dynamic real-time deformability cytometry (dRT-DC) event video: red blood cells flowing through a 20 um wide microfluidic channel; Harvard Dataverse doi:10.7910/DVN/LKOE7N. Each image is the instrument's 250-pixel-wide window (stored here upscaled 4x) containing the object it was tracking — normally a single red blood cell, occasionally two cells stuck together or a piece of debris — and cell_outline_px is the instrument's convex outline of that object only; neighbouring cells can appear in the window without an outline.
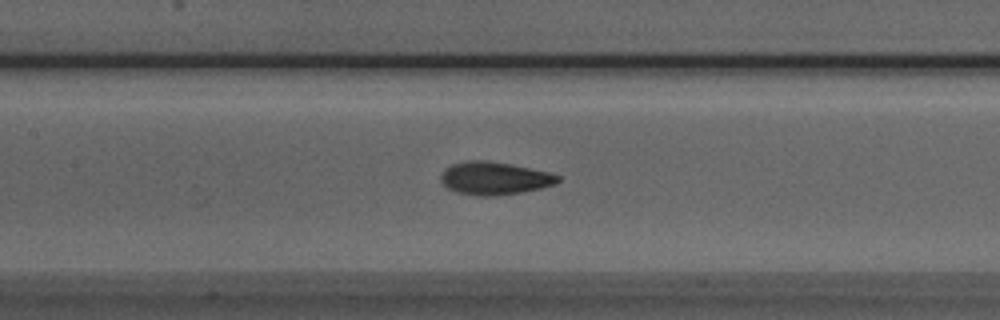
{"species": "Egyptian fruit bat (a non-hibernating species)", "species_latin": "Rousettus aegyptiacus", "temperature_condition": "room temperature", "stored_images_in_passage": 50, "camera_frame_rate_fps": 3000, "um_per_image_px": 0.085, "animal": {"sex": "male"}, "frame": {"image": 1, "passage_image": 22, "time_ms": 7.0, "image_size_px": [1000, 320], "cell_outline_px": [[560, 180], [556, 184], [540, 188], [520, 192], [496, 196], [476, 196], [456, 192], [448, 188], [440, 180], [440, 176], [444, 168], [452, 164], [468, 160], [488, 160], [552, 172], [560, 176]], "centroid_in_image_um": [42.02, 15.15], "position_along_channel_um": 165.4, "area_um2": 22.6}}
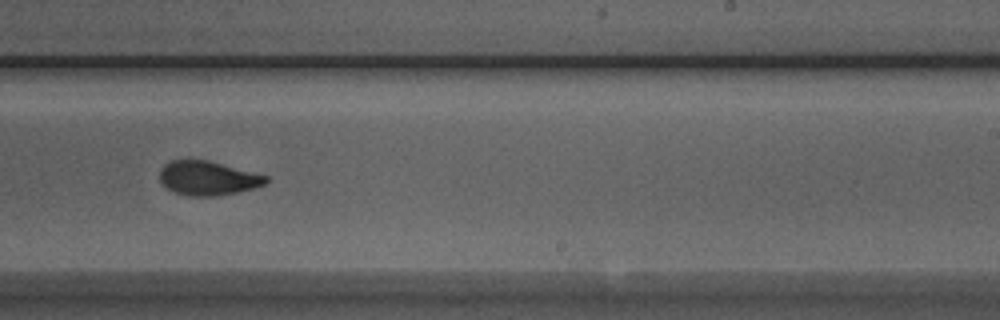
{"frame": {"image": 2, "passage_image": 30, "time_ms": 9.667, "image_size_px": [1000, 320], "cell_outline_px": [[268, 180], [264, 184], [252, 188], [236, 192], [216, 196], [188, 196], [172, 192], [160, 180], [160, 168], [164, 164], [172, 160], [208, 160], [268, 176]], "centroid_in_image_um": [17.63, 15.14], "position_along_channel_um": 271.4, "area_um2": 20.98}}
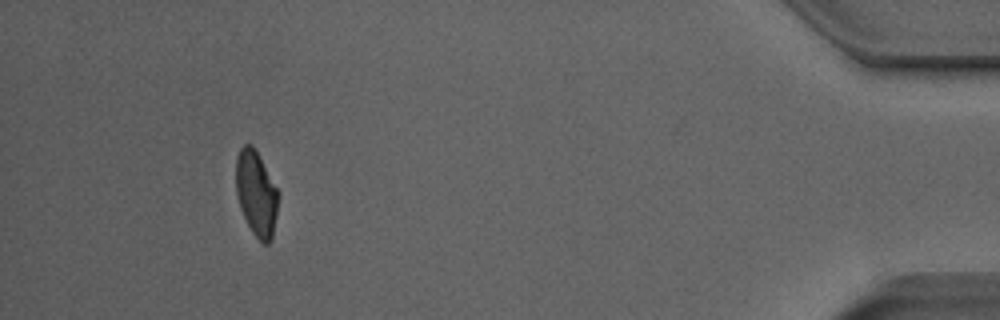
{"frame": {"image": 3, "passage_image": 46, "time_ms": 15.0, "image_size_px": [1000, 320], "cell_outline_px": [[280, 196], [272, 240], [268, 244], [264, 244], [252, 232], [240, 208], [236, 192], [236, 156], [240, 148], [244, 144], [252, 144], [280, 192]], "centroid_in_image_um": [21.8, 16.44], "position_along_channel_um": 413.4, "area_um2": 21.21}, "authors_computed_cell_mechanics": {"area_um2": 21.4149, "velocity_mm_per_s": 3.9927, "shape_relaxation_time_tau1_ms": 3.0181, "shape_relaxation_time_tau2_ms": 1.5402, "deformation_change_tau1": 0.1394, "deformation_change_tau2": 0.0733}}